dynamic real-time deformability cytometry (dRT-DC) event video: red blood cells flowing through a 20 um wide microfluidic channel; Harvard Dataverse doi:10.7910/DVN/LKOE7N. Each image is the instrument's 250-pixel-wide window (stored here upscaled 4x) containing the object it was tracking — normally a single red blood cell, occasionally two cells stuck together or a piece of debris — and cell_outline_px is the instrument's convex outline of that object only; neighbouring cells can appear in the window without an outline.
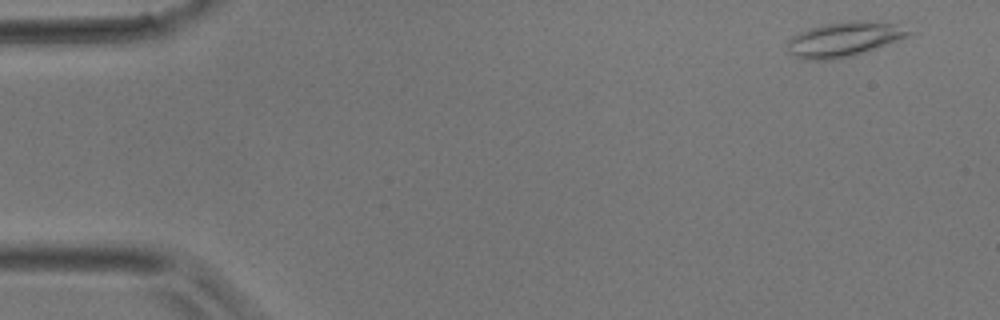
{"species": "common noctule bat (a hibernating species)", "species_latin": "Nyctalus noctula", "temperature_condition": "room temperature", "stored_images_in_passage": 4, "camera_frame_rate_fps": 3000, "um_per_image_px": 0.085, "animal": {"sex": "male", "body_mass_g": 17.9}, "frame": {"image": 1, "passage_image": 1, "time_ms": 0.0, "image_size_px": [1000, 320], "cell_outline_px": [[912, 32], [908, 36], [852, 56], [832, 60], [800, 60], [792, 56], [788, 52], [788, 40], [792, 36], [800, 32], [824, 24], [848, 20], [864, 20], [892, 24]], "centroid_in_image_um": [71.64, 3.36], "position_along_channel_um": 13.4, "area_um2": 24.22}}